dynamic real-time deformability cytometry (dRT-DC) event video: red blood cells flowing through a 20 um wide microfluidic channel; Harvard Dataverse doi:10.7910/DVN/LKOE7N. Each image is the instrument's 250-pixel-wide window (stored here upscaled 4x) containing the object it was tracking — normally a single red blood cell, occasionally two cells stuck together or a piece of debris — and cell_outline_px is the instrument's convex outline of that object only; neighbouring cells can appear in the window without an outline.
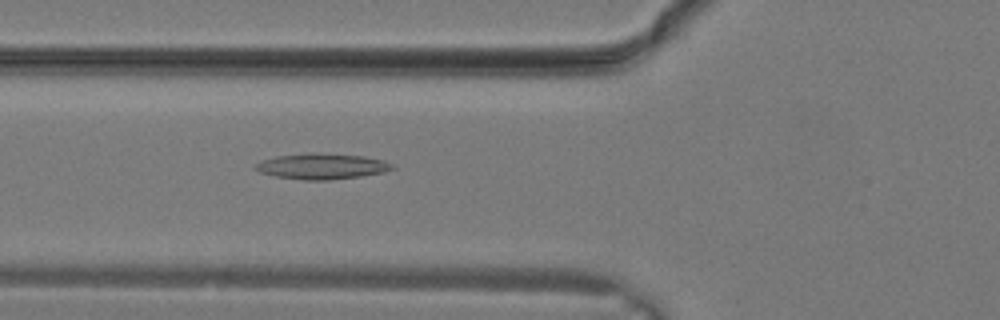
{"species": "common noctule bat (a hibernating species)", "species_latin": "Nyctalus noctula", "temperature_condition": "warm", "stored_images_in_passage": 11, "camera_frame_rate_fps": 3000, "um_per_image_px": 0.085, "animal": {"sex": "male", "body_mass_g": 19.2, "forearm_length_mm": 51.8}, "frame": {"image": 1, "passage_image": 11, "time_ms": 3.333, "image_size_px": [1000, 320], "cell_outline_px": [[396, 168], [384, 172], [360, 176], [328, 180], [304, 180], [276, 176], [260, 172], [256, 168], [256, 164], [260, 160], [276, 156], [364, 156], [384, 160], [392, 164]], "centroid_in_image_um": [27.4, 14.19], "position_along_channel_um": 98.4, "area_um2": 19.19}}